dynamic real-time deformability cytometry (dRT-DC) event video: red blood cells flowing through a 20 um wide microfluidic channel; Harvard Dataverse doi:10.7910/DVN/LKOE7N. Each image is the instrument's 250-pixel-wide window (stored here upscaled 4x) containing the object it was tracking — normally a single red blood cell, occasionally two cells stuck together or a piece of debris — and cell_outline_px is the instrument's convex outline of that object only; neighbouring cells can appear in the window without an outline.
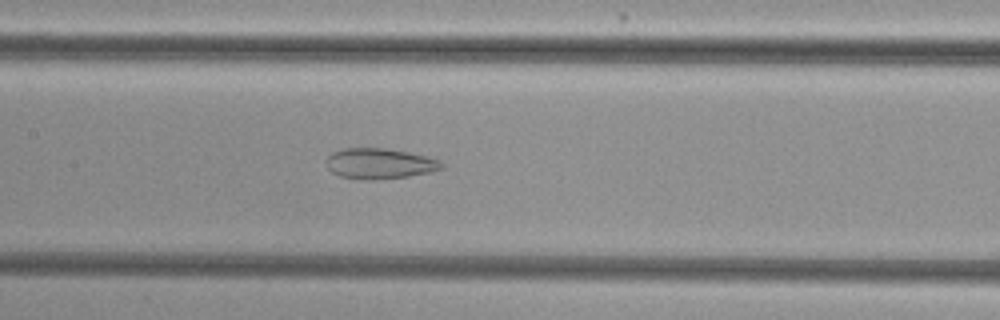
{"species": "common noctule bat (a hibernating species)", "species_latin": "Nyctalus noctula", "temperature_condition": "cold", "stored_images_in_passage": 54, "camera_frame_rate_fps": 3000, "um_per_image_px": 0.085, "animal": {"sex": "female", "body_mass_g": 29.2, "forearm_length_mm": 56.3}, "frame": {"image": 1, "passage_image": 27, "time_ms": 8.667, "image_size_px": [1000, 320], "cell_outline_px": [[444, 168], [428, 172], [408, 176], [376, 180], [356, 180], [340, 176], [332, 172], [328, 168], [328, 156], [332, 152], [344, 148], [384, 148], [408, 152], [440, 160], [444, 164]], "centroid_in_image_um": [32.26, 13.91], "position_along_channel_um": 175.1, "area_um2": 20.52}}
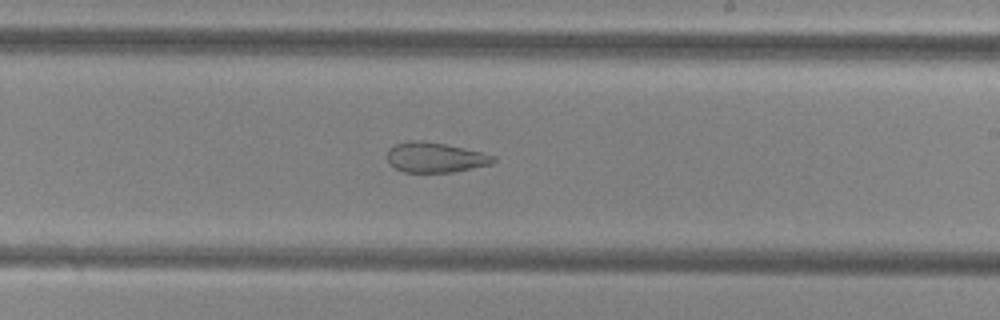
{"frame": {"image": 2, "passage_image": 33, "time_ms": 10.667, "image_size_px": [1000, 320], "cell_outline_px": [[496, 160], [492, 164], [452, 172], [404, 172], [388, 164], [388, 148], [392, 144], [408, 140], [420, 140], [444, 144], [480, 152], [496, 156]], "centroid_in_image_um": [36.95, 13.37], "position_along_channel_um": 252.1, "area_um2": 18.61}}
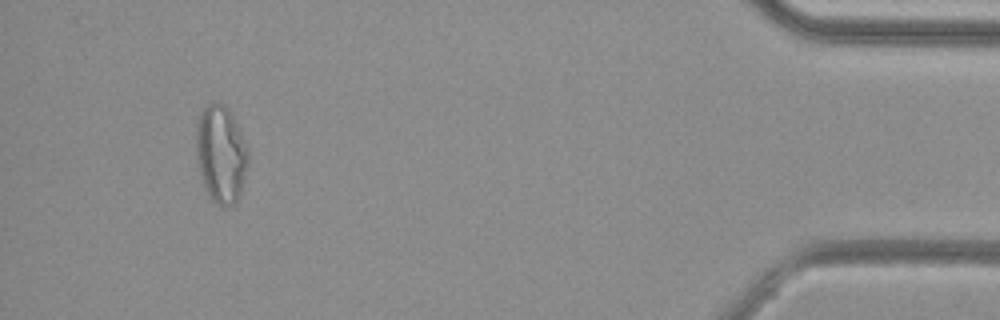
{"frame": {"image": 3, "passage_image": 51, "time_ms": 16.667, "image_size_px": [1000, 320], "cell_outline_px": [[248, 164], [240, 196], [232, 204], [224, 208], [212, 200], [208, 196], [204, 188], [196, 164], [196, 124], [200, 112], [212, 100], [224, 104], [228, 108], [248, 148]], "centroid_in_image_um": [18.75, 13.11], "position_along_channel_um": 416.5, "area_um2": 30.0}, "authors_computed_cell_mechanics": {"area_um2": 27.2816, "velocity_mm_per_s": 3.8543, "shape_relaxation_time_tau1_ms": null, "shape_relaxation_time_tau2_ms": 2.4353, "deformation_change_tau1": null, "deformation_change_tau2": 0.1023}}